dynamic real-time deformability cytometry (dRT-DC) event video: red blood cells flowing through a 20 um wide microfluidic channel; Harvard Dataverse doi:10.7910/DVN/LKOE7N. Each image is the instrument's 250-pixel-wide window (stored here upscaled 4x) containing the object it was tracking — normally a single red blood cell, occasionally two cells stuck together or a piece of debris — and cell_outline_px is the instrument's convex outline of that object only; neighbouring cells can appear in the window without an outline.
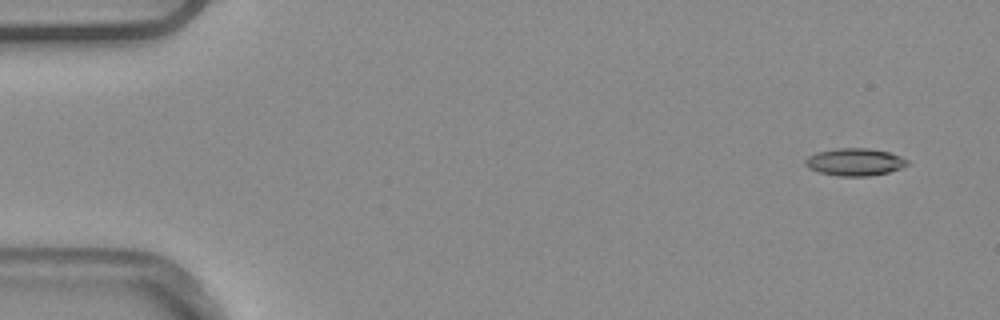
{"species": "common noctule bat (a hibernating species)", "species_latin": "Nyctalus noctula", "temperature_condition": "warm", "stored_images_in_passage": 4, "camera_frame_rate_fps": 3000, "um_per_image_px": 0.085, "animal": {"sex": "male", "body_mass_g": 20.4}, "frame": {"image": 1, "passage_image": 1, "time_ms": 0.0, "image_size_px": [1000, 320], "cell_outline_px": [[908, 164], [900, 168], [888, 172], [868, 176], [840, 176], [820, 172], [808, 168], [804, 164], [804, 160], [808, 156], [816, 152], [836, 148], [868, 148], [888, 152], [900, 156], [908, 160]], "centroid_in_image_um": [72.62, 13.76], "position_along_channel_um": 12.4, "area_um2": 16.24}}
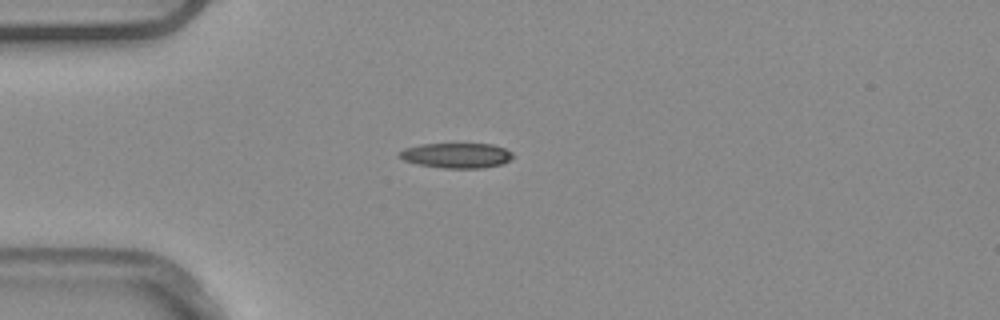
{"frame": {"image": 2, "passage_image": 4, "time_ms": 1.0, "image_size_px": [1000, 320], "cell_outline_px": [[512, 156], [508, 160], [500, 164], [484, 168], [444, 168], [416, 164], [404, 160], [396, 156], [404, 148], [420, 144], [492, 144], [504, 148], [512, 152]], "centroid_in_image_um": [38.75, 13.21], "position_along_channel_um": 46.2, "area_um2": 16.53}}